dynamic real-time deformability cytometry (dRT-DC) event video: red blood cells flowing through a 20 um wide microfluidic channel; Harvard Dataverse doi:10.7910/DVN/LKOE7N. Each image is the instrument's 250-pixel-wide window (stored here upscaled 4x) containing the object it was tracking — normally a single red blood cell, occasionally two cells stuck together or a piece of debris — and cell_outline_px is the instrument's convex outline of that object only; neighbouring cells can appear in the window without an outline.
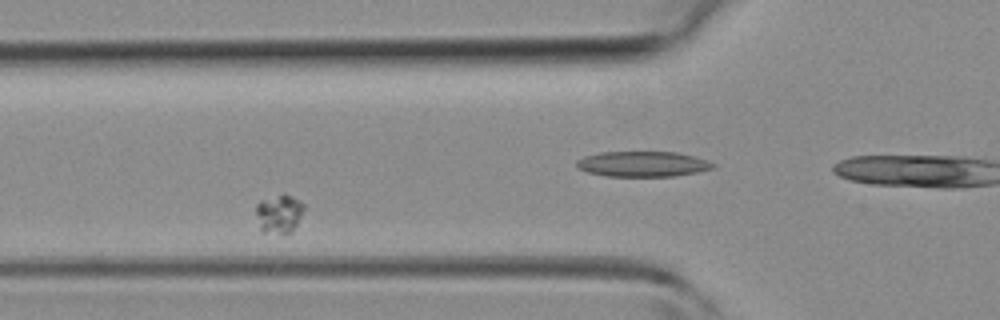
{"species": "common noctule bat (a hibernating species)", "species_latin": "Nyctalus noctula", "temperature_condition": "room temperature", "stored_images_in_passage": 22, "camera_frame_rate_fps": 3000, "um_per_image_px": 0.085, "animal": {"sex": "female", "body_mass_g": 19.3, "forearm_length_mm": 54.1}, "frame": {"image": 1, "passage_image": 4, "time_ms": 1.0, "image_size_px": [1000, 320], "cell_outline_px": [[304, 208], [292, 232], [260, 232], [256, 212], [256, 204], [260, 200], [280, 196], [292, 196], [300, 200], [304, 204]], "centroid_in_image_um": [23.7, 18.18], "position_along_channel_um": 102.1, "area_um2": 10.4}}